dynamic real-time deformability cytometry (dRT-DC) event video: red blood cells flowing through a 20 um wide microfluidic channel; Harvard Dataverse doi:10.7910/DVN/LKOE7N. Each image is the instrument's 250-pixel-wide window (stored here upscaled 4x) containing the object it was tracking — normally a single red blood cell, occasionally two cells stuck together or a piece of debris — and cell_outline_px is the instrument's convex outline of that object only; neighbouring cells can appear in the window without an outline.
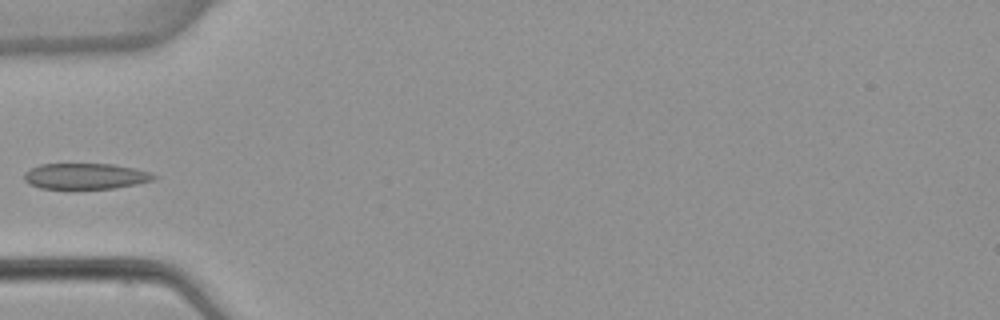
{"species": "common noctule bat (a hibernating species)", "species_latin": "Nyctalus noctula", "temperature_condition": "warm", "stored_images_in_passage": 4, "camera_frame_rate_fps": 3000, "um_per_image_px": 0.085, "animal": {"sex": "female", "body_mass_g": 22.7, "forearm_length_mm": 54.2}, "frame": {"image": 1, "passage_image": 4, "time_ms": 4.667, "image_size_px": [1000, 320], "cell_outline_px": [[160, 176], [152, 180], [136, 184], [112, 188], [40, 188], [28, 184], [24, 180], [24, 172], [40, 164], [112, 164], [136, 168]], "centroid_in_image_um": [7.26, 14.97], "position_along_channel_um": 77.7, "area_um2": 19.42}}